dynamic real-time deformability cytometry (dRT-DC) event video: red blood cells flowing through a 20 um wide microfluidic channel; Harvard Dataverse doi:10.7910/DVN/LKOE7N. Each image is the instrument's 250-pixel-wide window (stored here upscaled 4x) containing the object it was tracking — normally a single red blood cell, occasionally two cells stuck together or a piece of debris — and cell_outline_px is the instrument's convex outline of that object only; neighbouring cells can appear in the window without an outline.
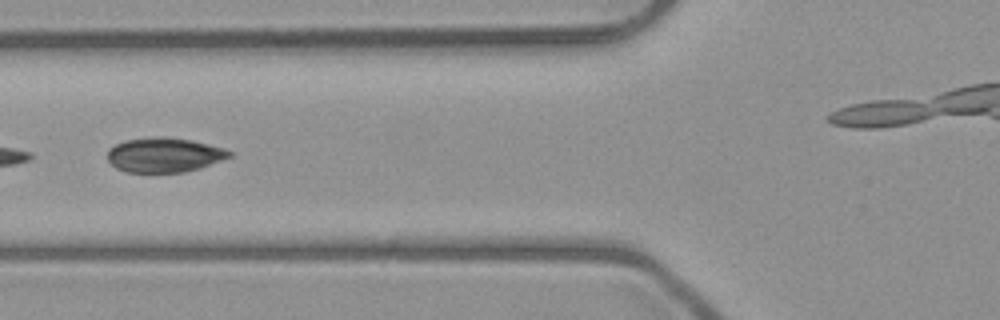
{"species": "common noctule bat (a hibernating species)", "species_latin": "Nyctalus noctula", "temperature_condition": "room temperature", "stored_images_in_passage": 7, "segment_of_instrument_passage": [1, 2], "camera_frame_rate_fps": 3000, "um_per_image_px": 0.085, "animal": {"sex": "male", "body_mass_g": 23.1, "forearm_length_mm": 52.7}, "frame": {"image": 1, "passage_image": 5, "time_ms": 4.667, "image_size_px": [1000, 320], "cell_outline_px": [[232, 156], [200, 168], [184, 172], [128, 172], [116, 168], [108, 160], [108, 148], [124, 140], [152, 136], [164, 136], [192, 140], [224, 148], [232, 152]], "centroid_in_image_um": [13.95, 13.15], "position_along_channel_um": 111.8, "area_um2": 24.68}}
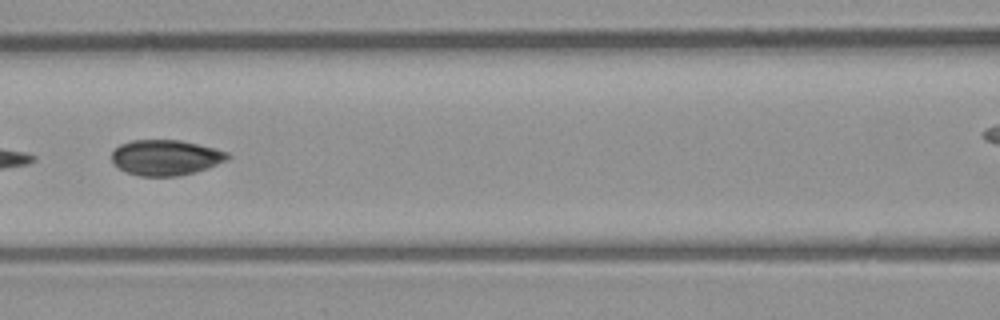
{"frame": {"image": 2, "passage_image": 6, "time_ms": 5.667, "image_size_px": [1000, 320], "cell_outline_px": [[232, 156], [228, 160], [208, 168], [196, 172], [176, 176], [140, 176], [124, 172], [112, 164], [112, 152], [120, 144], [132, 140], [180, 140], [216, 148], [228, 152]], "centroid_in_image_um": [14.09, 13.39], "position_along_channel_um": 152.5, "area_um2": 24.28}}